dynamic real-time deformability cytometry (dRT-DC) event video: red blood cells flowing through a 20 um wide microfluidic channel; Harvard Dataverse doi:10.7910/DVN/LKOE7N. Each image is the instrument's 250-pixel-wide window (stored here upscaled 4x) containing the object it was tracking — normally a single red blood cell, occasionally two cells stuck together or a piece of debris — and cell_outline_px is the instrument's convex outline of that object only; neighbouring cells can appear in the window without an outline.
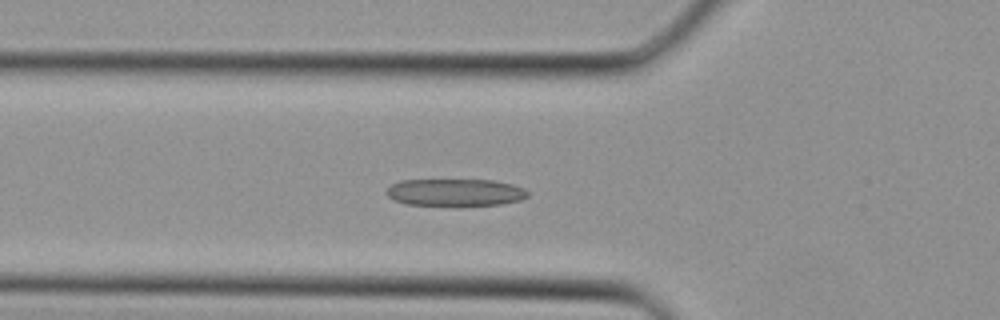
{"species": "Egyptian fruit bat (a non-hibernating species)", "species_latin": "Rousettus aegyptiacus", "temperature_condition": "cold", "stored_images_in_passage": 27, "camera_frame_rate_fps": 3000, "um_per_image_px": 0.085, "animal": {"sex": "female"}, "frame": {"image": 1, "passage_image": 3, "time_ms": 0.667, "image_size_px": [1000, 320], "cell_outline_px": [[528, 196], [520, 200], [500, 204], [404, 204], [392, 200], [388, 196], [388, 188], [392, 184], [400, 180], [492, 180], [512, 184], [524, 188], [528, 192]], "centroid_in_image_um": [38.69, 16.33], "position_along_channel_um": 87.1, "area_um2": 21.91}}
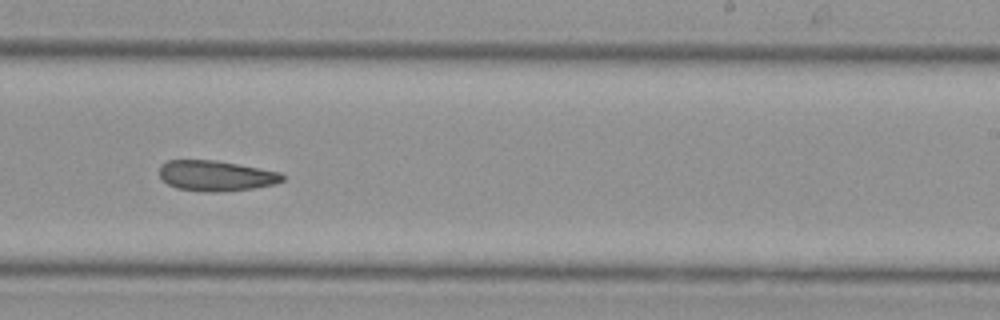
{"frame": {"image": 2, "passage_image": 13, "time_ms": 4.0, "image_size_px": [1000, 320], "cell_outline_px": [[284, 180], [276, 184], [252, 188], [212, 192], [204, 192], [176, 188], [168, 184], [160, 176], [160, 164], [168, 160], [216, 160], [260, 168], [280, 172], [284, 176]], "centroid_in_image_um": [18.35, 14.93], "position_along_channel_um": 270.6, "area_um2": 21.79}}
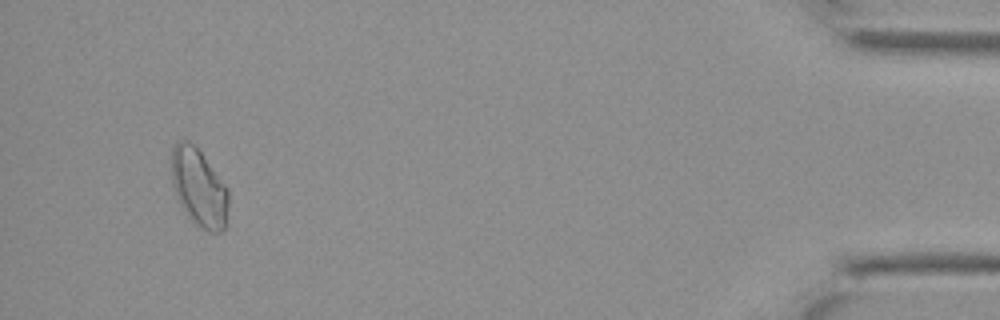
{"frame": {"image": 3, "passage_image": 25, "time_ms": 8.0, "image_size_px": [1000, 320], "cell_outline_px": [[228, 228], [220, 232], [208, 232], [188, 216], [180, 204], [176, 196], [172, 180], [172, 148], [176, 140], [188, 140], [200, 152], [228, 188]], "centroid_in_image_um": [16.94, 15.97], "position_along_channel_um": 418.3, "area_um2": 25.78}}